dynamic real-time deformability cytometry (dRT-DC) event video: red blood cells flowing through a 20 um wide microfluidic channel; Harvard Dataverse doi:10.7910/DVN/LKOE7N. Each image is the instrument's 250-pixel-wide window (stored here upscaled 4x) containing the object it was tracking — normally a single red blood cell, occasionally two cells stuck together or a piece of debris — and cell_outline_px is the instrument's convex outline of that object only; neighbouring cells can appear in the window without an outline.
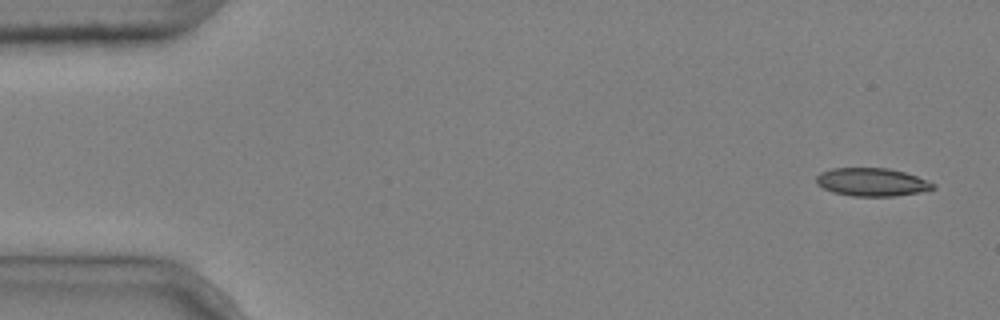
{"species": "common noctule bat (a hibernating species)", "species_latin": "Nyctalus noctula", "temperature_condition": "cold", "stored_images_in_passage": 6, "camera_frame_rate_fps": 3000, "um_per_image_px": 0.085, "animal": {"sex": "male", "body_mass_g": 20.4}, "frame": {"image": 1, "passage_image": 1, "time_ms": 0.0, "image_size_px": [1000, 320], "cell_outline_px": [[936, 188], [920, 192], [896, 196], [852, 196], [832, 192], [816, 184], [816, 176], [820, 172], [832, 168], [888, 168], [904, 172], [916, 176], [936, 184]], "centroid_in_image_um": [74.1, 15.48], "position_along_channel_um": 10.9, "area_um2": 19.19}}
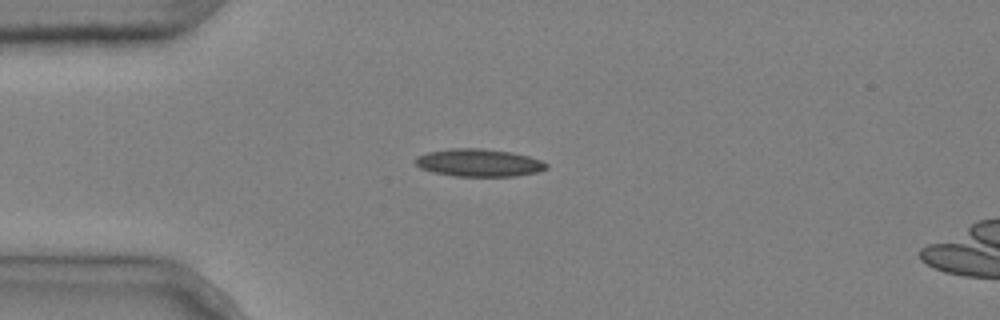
{"frame": {"image": 2, "passage_image": 4, "time_ms": 1.0, "image_size_px": [1000, 320], "cell_outline_px": [[548, 168], [536, 172], [516, 176], [452, 176], [432, 172], [420, 168], [416, 164], [416, 156], [428, 152], [452, 148], [480, 148], [512, 152], [528, 156], [540, 160], [548, 164]], "centroid_in_image_um": [40.69, 13.83], "position_along_channel_um": 44.3, "area_um2": 21.1}}
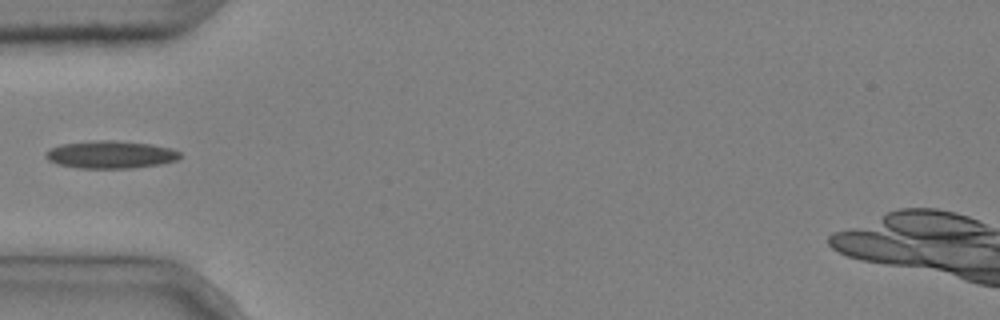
{"frame": {"image": 3, "passage_image": 5, "time_ms": 1.333, "image_size_px": [1000, 320], "cell_outline_px": [[180, 156], [176, 160], [160, 164], [132, 168], [80, 168], [56, 164], [48, 160], [44, 156], [44, 152], [48, 148], [60, 144], [96, 140], [116, 140], [152, 144], [172, 148], [180, 152]], "centroid_in_image_um": [9.35, 13.13], "position_along_channel_um": 75.6, "area_um2": 21.85}}